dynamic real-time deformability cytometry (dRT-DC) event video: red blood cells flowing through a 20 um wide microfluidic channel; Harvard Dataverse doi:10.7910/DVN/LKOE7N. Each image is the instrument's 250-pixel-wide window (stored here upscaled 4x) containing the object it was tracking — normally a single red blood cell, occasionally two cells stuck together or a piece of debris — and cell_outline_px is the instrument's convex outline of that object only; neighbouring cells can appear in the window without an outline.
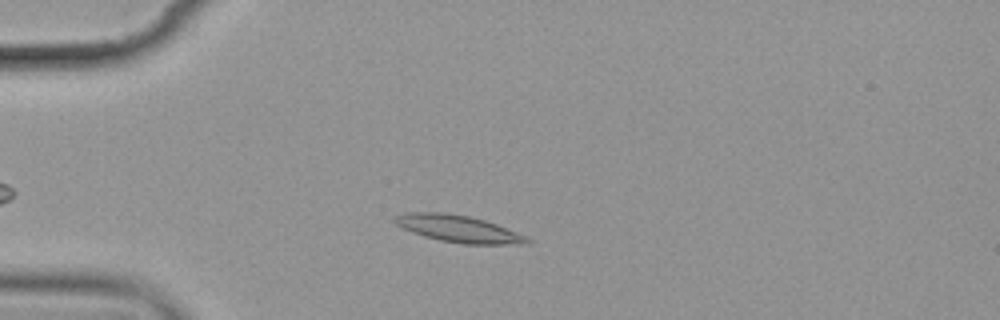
{"species": "common noctule bat (a hibernating species)", "species_latin": "Nyctalus noctula", "temperature_condition": "cold", "stored_images_in_passage": 5, "camera_frame_rate_fps": 3000, "um_per_image_px": 0.085, "animal": {"sex": "female", "body_mass_g": 19.9}, "frame": {"image": 1, "passage_image": 3, "time_ms": 2.333, "image_size_px": [1000, 320], "cell_outline_px": [[532, 240], [528, 244], [464, 244], [440, 240], [424, 236], [412, 232], [396, 224], [392, 220], [396, 216], [408, 212], [444, 212], [468, 216], [484, 220], [496, 224], [528, 236]], "centroid_in_image_um": [39.0, 19.45], "position_along_channel_um": 46.0, "area_um2": 20.75}}
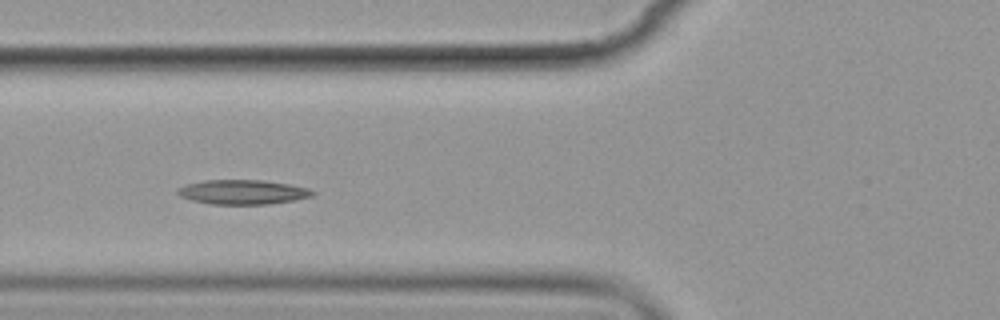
{"frame": {"image": 2, "passage_image": 5, "time_ms": 4.667, "image_size_px": [1000, 320], "cell_outline_px": [[316, 192], [312, 196], [296, 200], [268, 204], [208, 204], [192, 200], [180, 196], [176, 192], [180, 188], [188, 184], [204, 180], [260, 180], [288, 184], [308, 188]], "centroid_in_image_um": [20.65, 16.33], "position_along_channel_um": 105.2, "area_um2": 19.13}}